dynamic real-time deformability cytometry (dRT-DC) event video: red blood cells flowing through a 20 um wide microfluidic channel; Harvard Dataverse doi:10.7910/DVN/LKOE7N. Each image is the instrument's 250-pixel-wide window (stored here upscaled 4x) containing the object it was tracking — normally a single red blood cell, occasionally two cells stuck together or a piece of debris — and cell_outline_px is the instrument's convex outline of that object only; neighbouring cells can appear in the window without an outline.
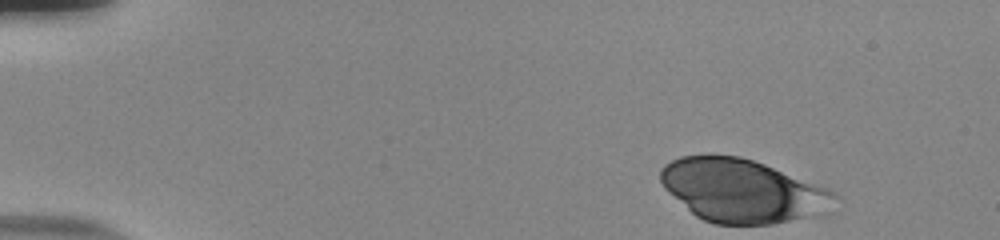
{"species": "human", "species_latin": "Homo sapiens", "temperature_condition": "room temperature", "stored_images_in_passage": 49, "camera_frame_rate_fps": 3000, "um_per_image_px": 0.085, "donor": {"sex": "male"}, "frame": {"image": 1, "passage_image": 1, "time_ms": 0.0, "image_size_px": [1000, 240], "cell_outline_px": [[840, 196], [836, 212], [828, 216], [772, 224], [716, 224], [704, 220], [696, 216], [668, 192], [664, 188], [660, 180], [660, 168], [664, 164], [680, 156], [740, 156], [764, 164], [828, 188], [836, 192]], "centroid_in_image_um": [63.25, 16.26], "position_along_channel_um": 21.7, "area_um2": 65.2}}